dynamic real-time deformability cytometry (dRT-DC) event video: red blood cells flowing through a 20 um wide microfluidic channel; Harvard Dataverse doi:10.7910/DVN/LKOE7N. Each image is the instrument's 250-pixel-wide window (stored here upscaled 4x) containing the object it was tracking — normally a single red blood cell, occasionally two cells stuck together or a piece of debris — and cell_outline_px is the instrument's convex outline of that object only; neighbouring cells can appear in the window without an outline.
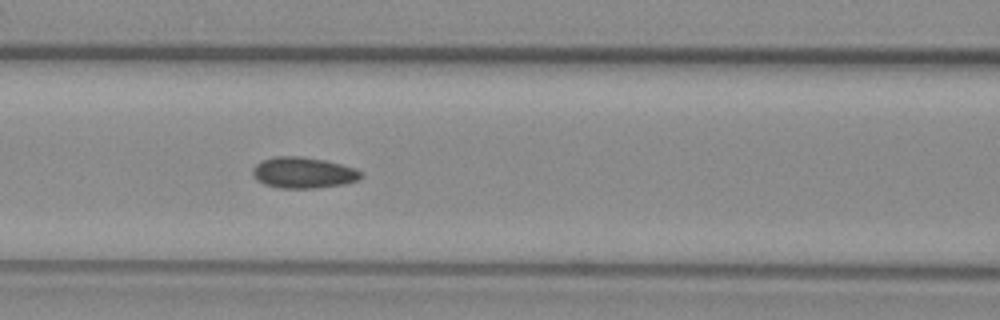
{"species": "common noctule bat (a hibernating species)", "species_latin": "Nyctalus noctula", "temperature_condition": "warm", "stored_images_in_passage": 42, "camera_frame_rate_fps": 3000, "um_per_image_px": 0.085, "animal": {"sex": "female", "body_mass_g": 29.2, "forearm_length_mm": 56.3}, "frame": {"image": 1, "passage_image": 10, "time_ms": 3.0, "image_size_px": [1000, 320], "cell_outline_px": [[364, 176], [360, 180], [344, 184], [316, 188], [280, 188], [264, 184], [256, 180], [252, 176], [252, 168], [256, 164], [264, 160], [276, 156], [300, 156], [324, 160], [356, 168]], "centroid_in_image_um": [25.78, 14.68], "position_along_channel_um": 140.8, "area_um2": 19.71}}
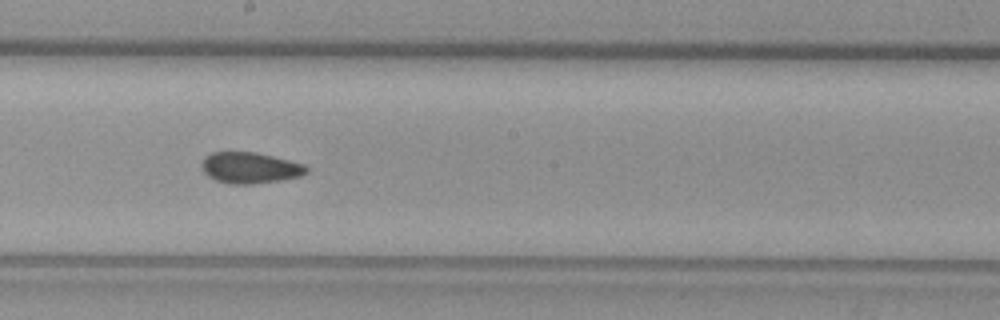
{"frame": {"image": 2, "passage_image": 17, "time_ms": 5.333, "image_size_px": [1000, 320], "cell_outline_px": [[308, 172], [300, 176], [280, 180], [252, 184], [228, 184], [216, 180], [208, 176], [204, 172], [200, 164], [204, 156], [212, 152], [256, 152], [304, 164], [308, 168]], "centroid_in_image_um": [21.22, 14.26], "position_along_channel_um": 227.0, "area_um2": 19.02}}
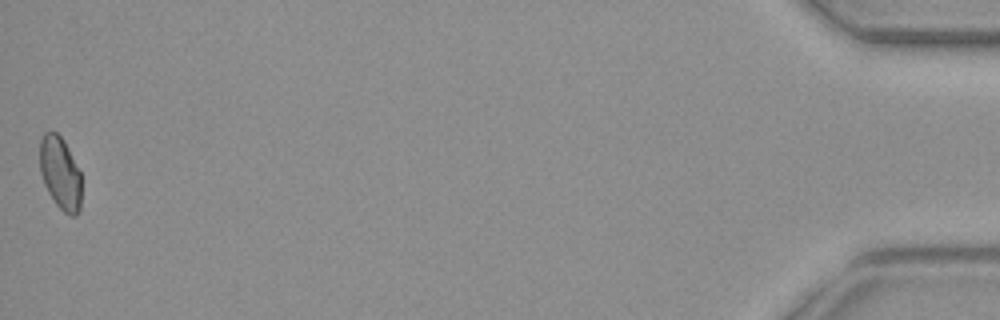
{"frame": {"image": 3, "passage_image": 42, "time_ms": 13.667, "image_size_px": [1000, 320], "cell_outline_px": [[80, 212], [76, 216], [68, 216], [56, 204], [48, 192], [44, 184], [40, 172], [40, 140], [44, 132], [56, 132], [64, 140], [80, 172]], "centroid_in_image_um": [5.11, 14.73], "position_along_channel_um": 430.1, "area_um2": 17.63}, "authors_computed_cell_mechanics": {"area_um2": 18.7272, "velocity_mm_per_s": 3.7043, "shape_relaxation_time_tau1_ms": null, "shape_relaxation_time_tau2_ms": 1.5093, "deformation_change_tau1": null, "deformation_change_tau2": 0.0688}}